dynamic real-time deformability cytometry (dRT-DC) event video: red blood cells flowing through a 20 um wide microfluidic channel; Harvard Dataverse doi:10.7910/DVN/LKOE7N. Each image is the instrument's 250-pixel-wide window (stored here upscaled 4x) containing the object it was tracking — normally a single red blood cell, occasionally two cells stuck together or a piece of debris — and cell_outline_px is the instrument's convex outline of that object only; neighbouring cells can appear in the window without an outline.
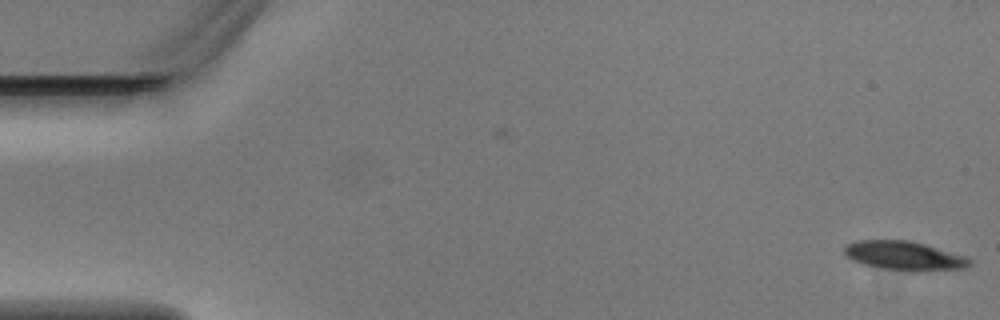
{"species": "Egyptian fruit bat (a non-hibernating species)", "species_latin": "Rousettus aegyptiacus", "temperature_condition": "warm", "stored_images_in_passage": 2, "camera_frame_rate_fps": 3000, "um_per_image_px": 0.085, "animal": {"sex": "male"}, "frame": {"image": 1, "passage_image": 2, "time_ms": 0.333, "image_size_px": [1000, 320], "cell_outline_px": [[972, 264], [964, 268], [916, 272], [904, 272], [864, 264], [848, 256], [844, 252], [844, 248], [848, 244], [856, 240], [908, 240], [924, 244], [968, 256], [972, 260]], "centroid_in_image_um": [76.94, 21.75], "position_along_channel_um": 8.1, "area_um2": 21.27}}